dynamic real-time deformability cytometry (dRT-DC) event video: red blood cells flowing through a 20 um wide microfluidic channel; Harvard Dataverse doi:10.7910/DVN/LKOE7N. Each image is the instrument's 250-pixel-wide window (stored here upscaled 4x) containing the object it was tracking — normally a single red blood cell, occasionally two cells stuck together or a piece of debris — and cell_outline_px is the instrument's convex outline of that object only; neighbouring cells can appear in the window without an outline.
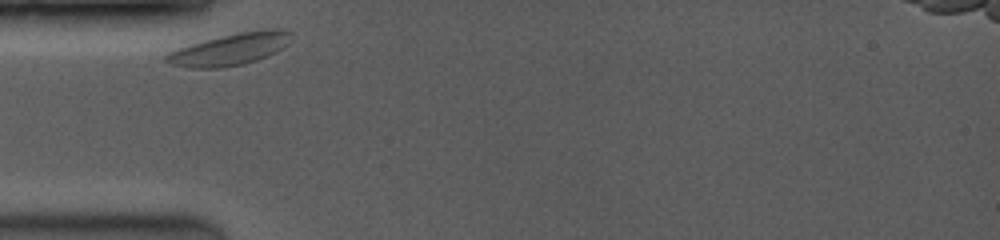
{"species": "common noctule bat (a hibernating species)", "species_latin": "Nyctalus noctula", "temperature_condition": "room temperature", "stored_images_in_passage": 6, "camera_frame_rate_fps": 3500, "um_per_image_px": 0.085, "animal": {"sex": "female", "body_mass_g": 19.0, "forearm_length_mm": 53.3}, "frame": {"image": 1, "passage_image": 1, "time_ms": 0.0, "image_size_px": [1000, 240], "cell_outline_px": [[292, 32], [288, 44], [276, 52], [268, 56], [244, 64], [220, 68], [192, 68], [172, 64], [164, 60], [164, 56], [168, 52], [204, 40], [220, 36], [240, 32], [272, 28], [276, 28]], "centroid_in_image_um": [19.58, 4.19], "position_along_channel_um": 65.4, "area_um2": 23.06}}
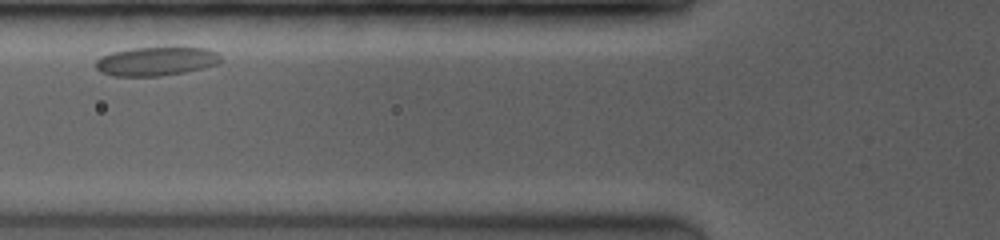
{"frame": {"image": 2, "passage_image": 3, "time_ms": 1.429, "image_size_px": [1000, 240], "cell_outline_px": [[220, 60], [216, 64], [204, 68], [184, 72], [160, 76], [112, 76], [100, 72], [96, 68], [96, 60], [100, 56], [112, 52], [132, 48], [208, 48], [216, 52], [220, 56]], "centroid_in_image_um": [13.23, 5.22], "position_along_channel_um": 112.6, "area_um2": 20.87}}
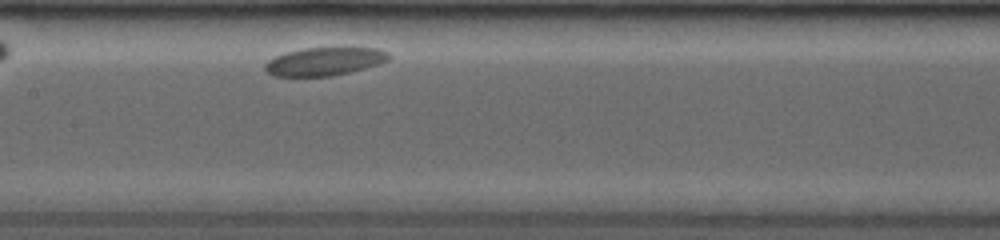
{"frame": {"image": 3, "passage_image": 6, "time_ms": 3.429, "image_size_px": [1000, 240], "cell_outline_px": [[392, 56], [388, 60], [380, 64], [332, 76], [272, 76], [264, 68], [264, 64], [268, 60], [276, 56], [300, 48], [340, 44], [348, 44], [376, 48], [388, 52]], "centroid_in_image_um": [27.66, 5.15], "position_along_channel_um": 179.7, "area_um2": 21.44}}